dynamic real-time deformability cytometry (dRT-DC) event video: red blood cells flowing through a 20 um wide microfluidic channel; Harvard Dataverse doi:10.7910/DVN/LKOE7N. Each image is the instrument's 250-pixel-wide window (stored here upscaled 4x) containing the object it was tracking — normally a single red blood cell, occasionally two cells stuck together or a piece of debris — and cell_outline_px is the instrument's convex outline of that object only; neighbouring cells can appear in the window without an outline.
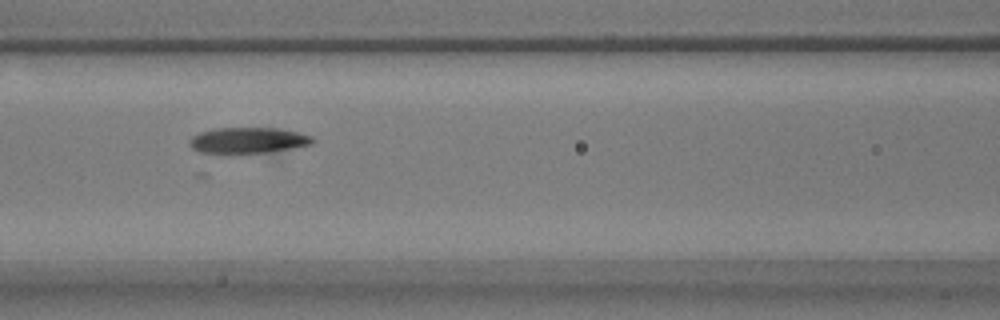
{"species": "common noctule bat (a hibernating species)", "species_latin": "Nyctalus noctula", "temperature_condition": "warm", "stored_images_in_passage": 42, "camera_frame_rate_fps": 3000, "um_per_image_px": 0.085, "animal": {"sex": "male", "body_mass_g": 17.9}, "frame": {"image": 1, "passage_image": 8, "time_ms": 2.333, "image_size_px": [1000, 320], "cell_outline_px": [[316, 140], [312, 144], [276, 152], [200, 152], [192, 148], [188, 144], [188, 140], [192, 136], [200, 132], [212, 128], [280, 128], [312, 136]], "centroid_in_image_um": [21.11, 11.91], "position_along_channel_um": 145.5, "area_um2": 18.55}}